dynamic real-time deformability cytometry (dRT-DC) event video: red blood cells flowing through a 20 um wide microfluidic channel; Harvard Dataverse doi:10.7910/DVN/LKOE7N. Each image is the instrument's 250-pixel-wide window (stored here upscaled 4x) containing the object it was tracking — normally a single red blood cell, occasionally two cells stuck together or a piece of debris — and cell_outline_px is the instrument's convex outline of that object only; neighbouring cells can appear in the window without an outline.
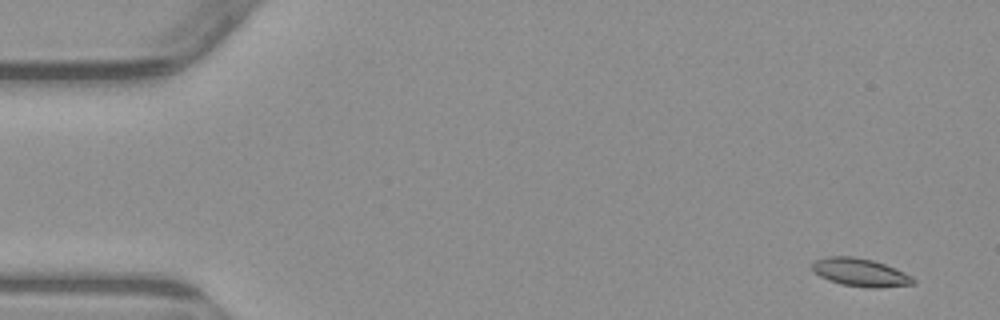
{"species": "common noctule bat (a hibernating species)", "species_latin": "Nyctalus noctula", "temperature_condition": "warm", "stored_images_in_passage": 6, "camera_frame_rate_fps": 3000, "um_per_image_px": 0.085, "animal": {"sex": "male", "body_mass_g": 23.1, "forearm_length_mm": 52.7}, "frame": {"image": 1, "passage_image": 1, "time_ms": 0.0, "image_size_px": [1000, 320], "cell_outline_px": [[916, 284], [880, 288], [872, 288], [840, 284], [820, 276], [812, 272], [812, 264], [816, 260], [828, 256], [852, 256], [872, 260], [884, 264], [904, 272], [912, 276], [916, 280]], "centroid_in_image_um": [73.14, 23.16], "position_along_channel_um": 11.9, "area_um2": 16.53}}
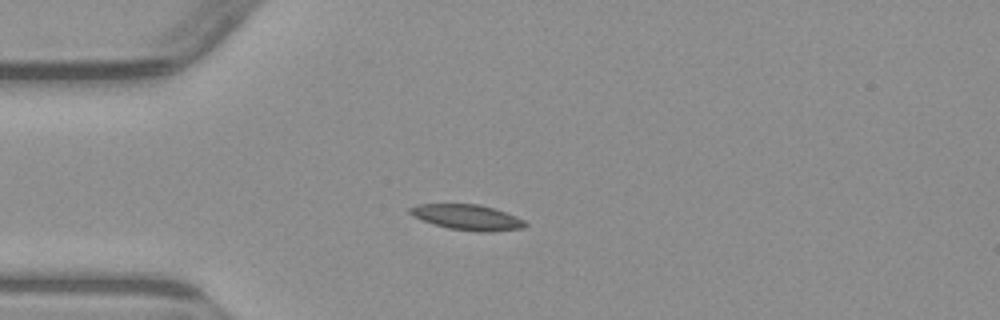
{"frame": {"image": 2, "passage_image": 4, "time_ms": 3.667, "image_size_px": [1000, 320], "cell_outline_px": [[528, 224], [524, 228], [488, 232], [476, 232], [448, 228], [432, 224], [412, 216], [408, 212], [408, 208], [416, 204], [480, 204], [516, 216], [524, 220]], "centroid_in_image_um": [39.69, 18.47], "position_along_channel_um": 45.3, "area_um2": 17.22}}
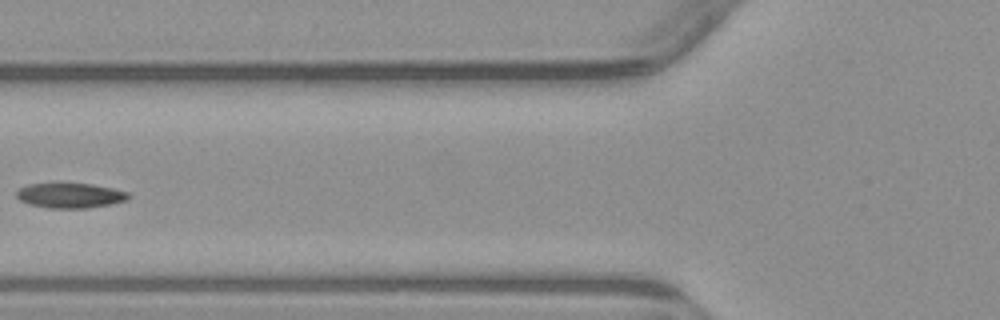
{"frame": {"image": 3, "passage_image": 6, "time_ms": 6.0, "image_size_px": [1000, 320], "cell_outline_px": [[132, 196], [128, 200], [112, 204], [88, 208], [48, 208], [28, 204], [20, 200], [16, 196], [16, 192], [20, 188], [28, 184], [60, 180], [92, 184], [112, 188], [128, 192]], "centroid_in_image_um": [5.95, 16.57], "position_along_channel_um": 119.9, "area_um2": 17.22}}